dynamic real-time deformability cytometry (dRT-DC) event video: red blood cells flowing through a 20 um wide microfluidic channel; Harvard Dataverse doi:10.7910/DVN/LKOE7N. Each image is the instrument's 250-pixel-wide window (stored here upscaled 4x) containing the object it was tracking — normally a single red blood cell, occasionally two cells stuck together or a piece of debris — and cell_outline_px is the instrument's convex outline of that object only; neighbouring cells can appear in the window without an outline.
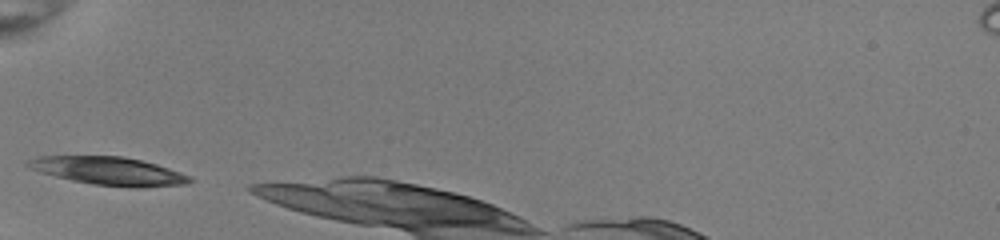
{"species": "common noctule bat (a hibernating species)", "species_latin": "Nyctalus noctula", "temperature_condition": "room temperature", "stored_images_in_passage": 5, "camera_frame_rate_fps": 3000, "um_per_image_px": 0.085, "animal": {"sex": "female", "body_mass_g": 22.0, "forearm_length_mm": 56.7}, "frame": {"image": 1, "passage_image": 1, "time_ms": 0.0, "image_size_px": [1000, 240], "cell_outline_px": [[192, 180], [184, 184], [96, 184], [72, 180], [40, 172], [28, 168], [24, 164], [40, 156], [120, 156], [140, 160], [156, 164], [188, 176]], "centroid_in_image_um": [9.07, 14.47], "position_along_channel_um": 75.9, "area_um2": 24.62}}